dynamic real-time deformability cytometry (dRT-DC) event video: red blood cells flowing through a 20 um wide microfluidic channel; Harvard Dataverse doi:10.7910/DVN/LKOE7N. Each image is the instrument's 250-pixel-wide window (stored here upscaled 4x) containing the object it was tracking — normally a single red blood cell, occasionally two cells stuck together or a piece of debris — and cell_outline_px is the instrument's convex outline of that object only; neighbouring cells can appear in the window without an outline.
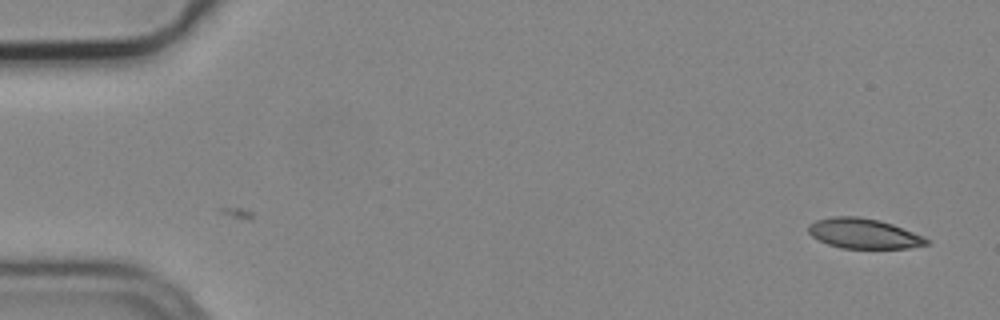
{"species": "common noctule bat (a hibernating species)", "species_latin": "Nyctalus noctula", "temperature_condition": "cold", "stored_images_in_passage": 2, "camera_frame_rate_fps": 3000, "um_per_image_px": 0.085, "animal": {"sex": "male", "body_mass_g": 19.2, "forearm_length_mm": 51.8}, "frame": {"image": 1, "passage_image": 2, "time_ms": 0.333, "image_size_px": [1000, 320], "cell_outline_px": [[932, 240], [928, 244], [908, 248], [840, 248], [828, 244], [812, 236], [808, 232], [808, 224], [816, 220], [832, 216], [860, 216], [880, 220], [892, 224], [924, 236]], "centroid_in_image_um": [73.42, 19.84], "position_along_channel_um": 11.6, "area_um2": 20.81}}